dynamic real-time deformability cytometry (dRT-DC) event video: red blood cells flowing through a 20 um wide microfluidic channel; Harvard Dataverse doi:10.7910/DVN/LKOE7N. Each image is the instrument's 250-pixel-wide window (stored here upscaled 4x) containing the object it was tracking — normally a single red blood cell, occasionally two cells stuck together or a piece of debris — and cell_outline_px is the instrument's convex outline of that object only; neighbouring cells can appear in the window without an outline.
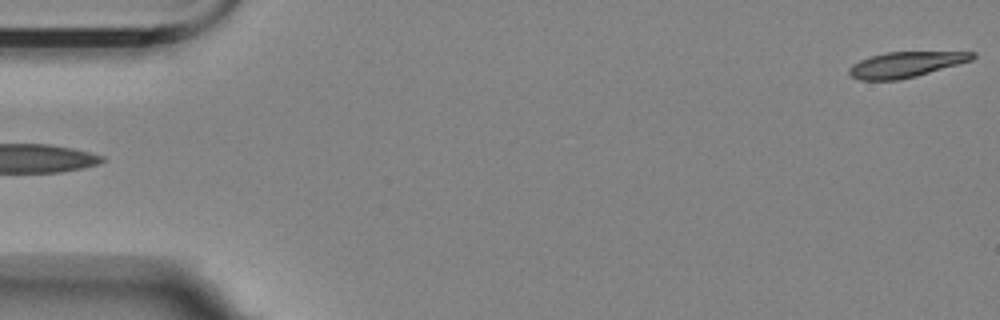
{"species": "Egyptian fruit bat (a non-hibernating species)", "species_latin": "Rousettus aegyptiacus", "temperature_condition": "room temperature", "stored_images_in_passage": 57, "camera_frame_rate_fps": 3000, "um_per_image_px": 0.085, "animal": {"sex": "female"}, "frame": {"image": 1, "passage_image": 1, "time_ms": 0.0, "image_size_px": [1000, 320], "cell_outline_px": [[976, 56], [972, 60], [916, 76], [896, 80], [860, 80], [852, 76], [848, 72], [848, 68], [852, 64], [860, 60], [872, 56], [888, 52], [976, 52]], "centroid_in_image_um": [76.97, 5.48], "position_along_channel_um": 8.0, "area_um2": 18.09}}
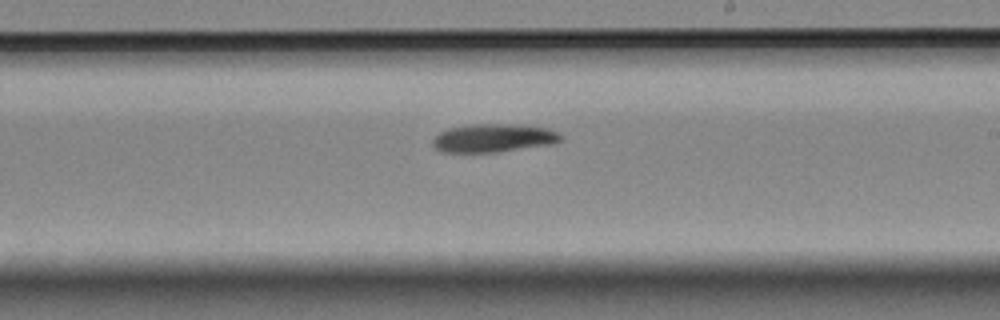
{"frame": {"image": 2, "passage_image": 33, "time_ms": 10.667, "image_size_px": [1000, 320], "cell_outline_px": [[564, 140], [552, 144], [496, 152], [440, 152], [432, 144], [432, 140], [440, 132], [448, 128], [468, 124], [520, 124], [548, 128], [564, 136]], "centroid_in_image_um": [41.97, 11.72], "position_along_channel_um": 247.0, "area_um2": 21.33}}
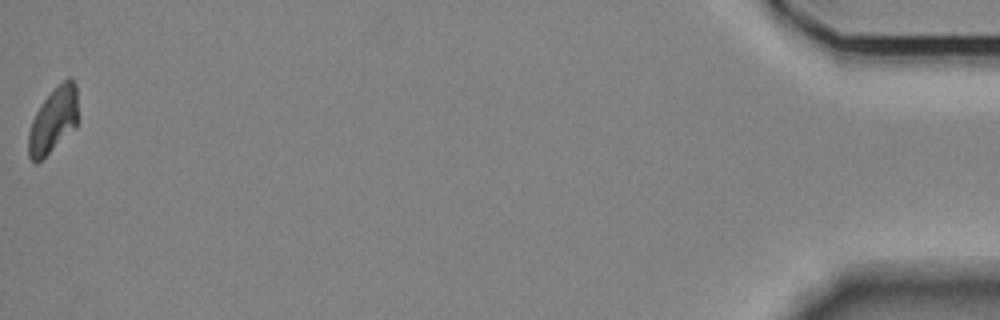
{"frame": {"image": 3, "passage_image": 57, "time_ms": 18.667, "image_size_px": [1000, 320], "cell_outline_px": [[76, 128], [36, 164], [28, 156], [28, 132], [32, 120], [36, 112], [44, 100], [68, 76], [72, 76], [76, 84]], "centroid_in_image_um": [4.52, 10.24], "position_along_channel_um": 430.7, "area_um2": 18.55}}